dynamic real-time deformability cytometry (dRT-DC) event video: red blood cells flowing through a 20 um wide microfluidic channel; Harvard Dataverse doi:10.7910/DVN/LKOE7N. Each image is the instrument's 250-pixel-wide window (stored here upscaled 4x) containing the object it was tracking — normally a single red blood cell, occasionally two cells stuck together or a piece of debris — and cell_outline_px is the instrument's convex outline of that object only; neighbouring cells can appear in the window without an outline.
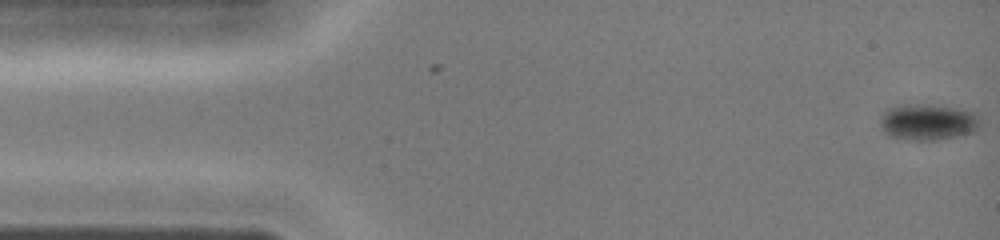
{"species": "common noctule bat (a hibernating species)", "species_latin": "Nyctalus noctula", "temperature_condition": "cold", "stored_images_in_passage": 4, "camera_frame_rate_fps": 3000, "um_per_image_px": 0.085, "animal": {"sex": "female", "body_mass_g": 19.0, "forearm_length_mm": 51.5}, "frame": {"image": 1, "passage_image": 4, "time_ms": 1.0, "image_size_px": [1000, 240], "cell_outline_px": [[980, 128], [964, 136], [940, 140], [908, 140], [888, 136], [884, 132], [880, 124], [880, 120], [884, 112], [888, 108], [904, 104], [932, 104], [960, 108], [972, 112], [980, 120]], "centroid_in_image_um": [78.89, 10.38], "position_along_channel_um": 6.1, "area_um2": 21.56}}